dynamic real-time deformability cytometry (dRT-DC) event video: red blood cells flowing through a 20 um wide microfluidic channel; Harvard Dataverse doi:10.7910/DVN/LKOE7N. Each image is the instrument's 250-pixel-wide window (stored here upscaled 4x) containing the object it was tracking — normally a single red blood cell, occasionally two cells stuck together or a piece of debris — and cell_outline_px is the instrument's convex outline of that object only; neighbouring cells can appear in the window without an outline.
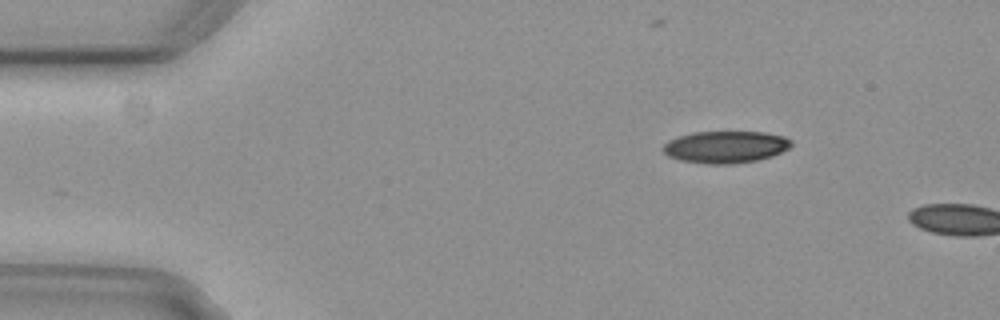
{"species": "common noctule bat (a hibernating species)", "species_latin": "Nyctalus noctula", "temperature_condition": "cold", "stored_images_in_passage": 3, "camera_frame_rate_fps": 3000, "um_per_image_px": 0.085, "animal": {"sex": "female", "body_mass_g": 29.2, "forearm_length_mm": 56.3}, "frame": {"image": 1, "passage_image": 1, "time_ms": 0.0, "image_size_px": [1000, 320], "cell_outline_px": [[792, 144], [788, 148], [772, 156], [756, 160], [732, 164], [708, 164], [680, 160], [668, 156], [664, 152], [664, 144], [668, 140], [692, 132], [764, 132], [784, 136], [792, 140]], "centroid_in_image_um": [61.68, 12.49], "position_along_channel_um": 23.3, "area_um2": 23.81}}